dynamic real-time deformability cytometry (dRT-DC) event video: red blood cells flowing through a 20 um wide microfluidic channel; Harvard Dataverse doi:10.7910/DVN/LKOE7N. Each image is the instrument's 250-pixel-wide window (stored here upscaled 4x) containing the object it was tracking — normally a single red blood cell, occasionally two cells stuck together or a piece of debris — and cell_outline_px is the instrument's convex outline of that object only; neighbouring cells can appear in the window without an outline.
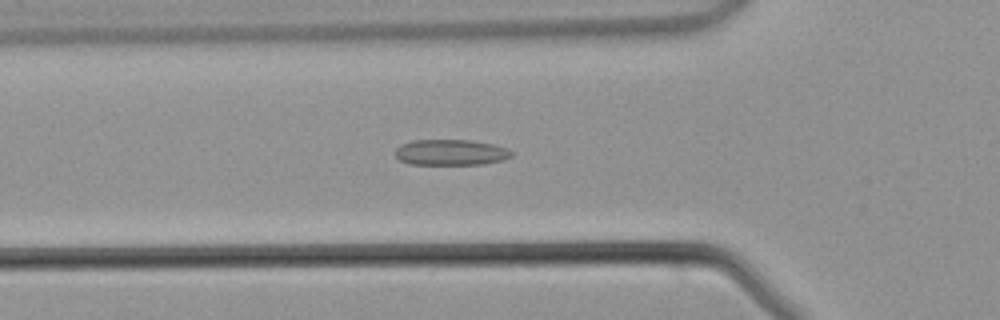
{"species": "common noctule bat (a hibernating species)", "species_latin": "Nyctalus noctula", "temperature_condition": "warm", "stored_images_in_passage": 37, "camera_frame_rate_fps": 3000, "um_per_image_px": 0.085, "animal": {"sex": "male", "body_mass_g": 21.5, "forearm_length_mm": 52.0}, "frame": {"image": 1, "passage_image": 7, "time_ms": 2.0, "image_size_px": [1000, 320], "cell_outline_px": [[512, 156], [504, 160], [484, 164], [408, 164], [400, 160], [396, 156], [396, 148], [400, 144], [412, 140], [468, 140], [492, 144], [508, 148], [512, 152]], "centroid_in_image_um": [38.32, 12.95], "position_along_channel_um": 87.5, "area_um2": 17.51}}
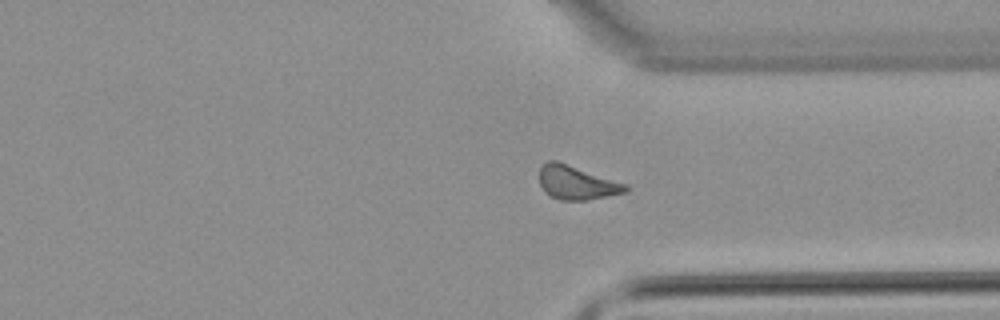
{"frame": {"image": 2, "passage_image": 25, "time_ms": 8.0, "image_size_px": [1000, 320], "cell_outline_px": [[628, 192], [608, 196], [584, 200], [560, 200], [544, 192], [540, 184], [540, 168], [548, 160], [556, 160], [628, 184]], "centroid_in_image_um": [49.03, 15.53], "position_along_channel_um": 362.4, "area_um2": 16.94}}
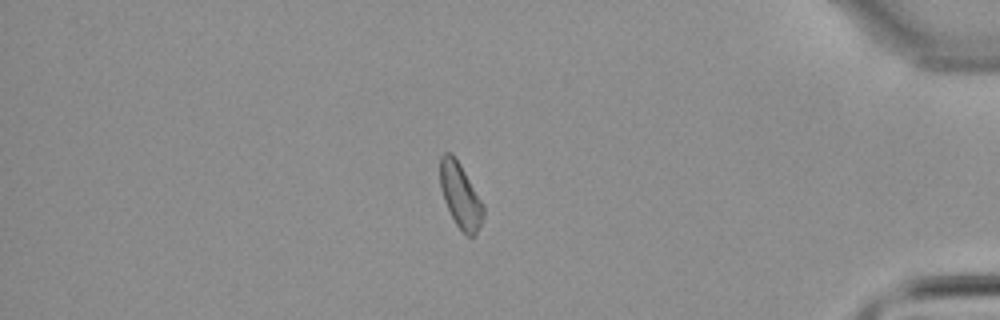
{"frame": {"image": 3, "passage_image": 30, "time_ms": 9.667, "image_size_px": [1000, 320], "cell_outline_px": [[484, 212], [480, 224], [476, 232], [472, 236], [468, 236], [456, 224], [444, 200], [440, 188], [440, 156], [444, 152], [448, 152], [460, 164], [484, 204]], "centroid_in_image_um": [39.12, 16.6], "position_along_channel_um": 396.1, "area_um2": 15.95}}